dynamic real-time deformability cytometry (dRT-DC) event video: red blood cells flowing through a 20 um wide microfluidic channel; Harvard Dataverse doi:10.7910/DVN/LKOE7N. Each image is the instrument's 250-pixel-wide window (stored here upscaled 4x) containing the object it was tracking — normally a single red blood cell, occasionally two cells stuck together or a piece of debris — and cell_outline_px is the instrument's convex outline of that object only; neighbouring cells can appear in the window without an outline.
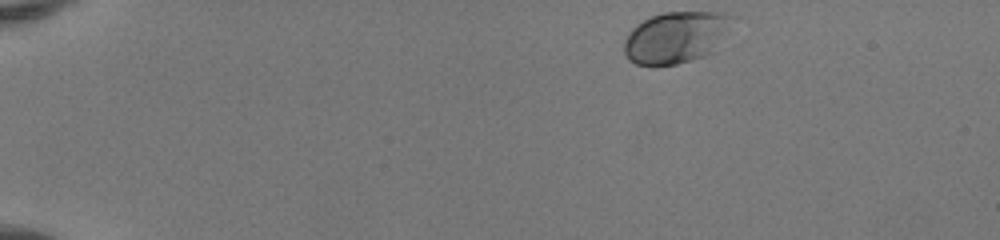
{"species": "human", "species_latin": "Homo sapiens", "temperature_condition": "room temperature", "stored_images_in_passage": 43, "camera_frame_rate_fps": 3000, "um_per_image_px": 0.085, "donor": {"sex": "female"}, "frame": {"image": 1, "passage_image": 1, "time_ms": 0.0, "image_size_px": [1000, 240], "cell_outline_px": [[740, 16], [712, 52], [704, 56], [692, 60], [676, 64], [636, 64], [628, 60], [624, 52], [624, 40], [628, 32], [636, 24], [652, 16], [664, 12], [724, 12]], "centroid_in_image_um": [57.52, 3.13], "position_along_channel_um": 27.5, "area_um2": 32.89}}
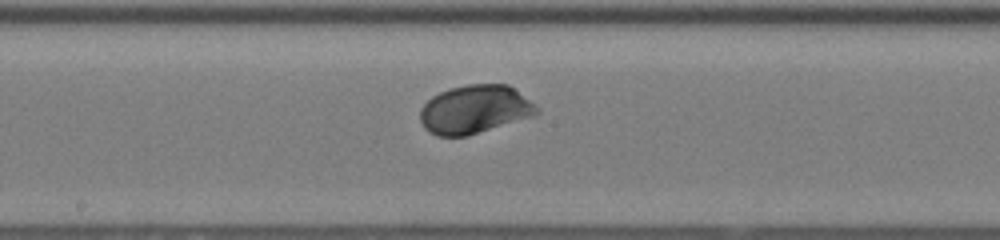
{"frame": {"image": 2, "passage_image": 22, "time_ms": 7.0, "image_size_px": [1000, 240], "cell_outline_px": [[540, 112], [536, 116], [468, 136], [436, 136], [428, 132], [424, 128], [420, 120], [420, 108], [432, 96], [440, 92], [452, 88], [468, 84], [508, 84], [536, 104], [540, 108]], "centroid_in_image_um": [40.39, 9.31], "position_along_channel_um": 207.8, "area_um2": 33.35}}
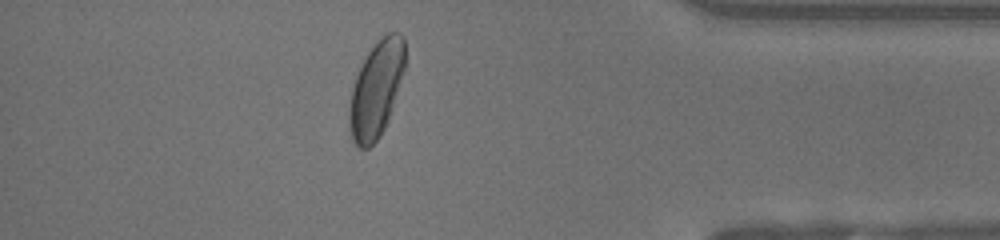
{"frame": {"image": 3, "passage_image": 38, "time_ms": 12.333, "image_size_px": [1000, 240], "cell_outline_px": [[404, 68], [388, 120], [380, 136], [368, 148], [360, 148], [352, 140], [348, 124], [348, 108], [352, 88], [356, 76], [368, 52], [388, 32], [400, 32], [404, 36]], "centroid_in_image_um": [31.95, 7.62], "position_along_channel_um": 403.2, "area_um2": 30.69}, "authors_computed_cell_mechanics": {"area_um2": 31.79, "velocity_mm_per_s": 4.1048, "shape_relaxation_time_tau1_ms": 1.1865, "shape_relaxation_time_tau2_ms": null, "deformation_change_tau1": 0.1268, "deformation_change_tau2": null}}